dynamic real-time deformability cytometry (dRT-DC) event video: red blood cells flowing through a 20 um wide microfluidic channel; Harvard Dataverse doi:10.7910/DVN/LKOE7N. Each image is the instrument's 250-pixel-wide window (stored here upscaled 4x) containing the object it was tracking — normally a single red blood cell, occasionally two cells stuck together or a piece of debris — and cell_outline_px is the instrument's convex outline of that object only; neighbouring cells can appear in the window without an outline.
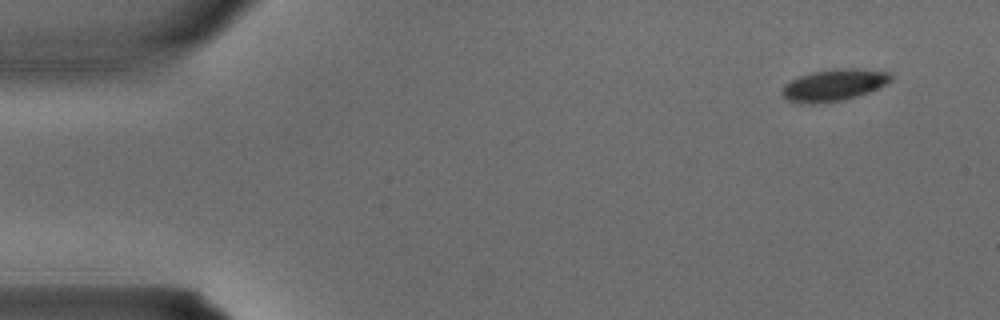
{"species": "common noctule bat (a hibernating species)", "species_latin": "Nyctalus noctula", "temperature_condition": "warm", "stored_images_in_passage": 3, "camera_frame_rate_fps": 3000, "um_per_image_px": 0.085, "animal": {"sex": "male", "body_mass_g": 15.6}, "frame": {"image": 1, "passage_image": 1, "time_ms": 0.0, "image_size_px": [1000, 320], "cell_outline_px": [[892, 80], [868, 92], [844, 100], [812, 104], [800, 104], [788, 100], [780, 92], [784, 84], [800, 76], [812, 72], [836, 68], [852, 68], [892, 72]], "centroid_in_image_um": [70.86, 7.23], "position_along_channel_um": 14.1, "area_um2": 20.11}}
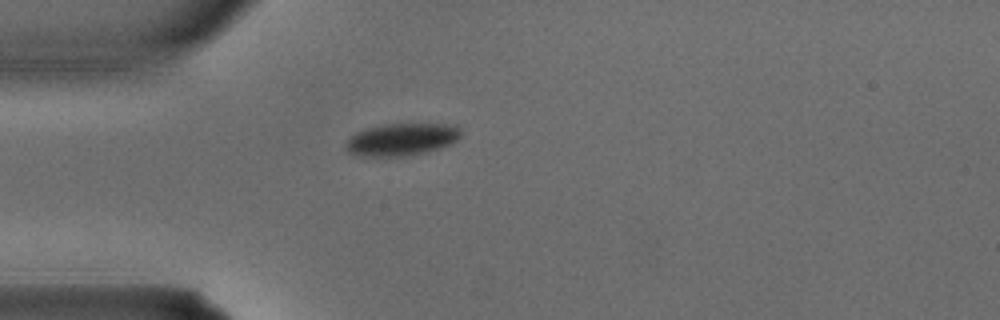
{"frame": {"image": 2, "passage_image": 3, "time_ms": 0.667, "image_size_px": [1000, 320], "cell_outline_px": [[460, 136], [452, 144], [416, 156], [364, 160], [348, 152], [344, 148], [344, 144], [356, 132], [368, 128], [384, 124], [448, 124], [460, 128]], "centroid_in_image_um": [34.05, 11.93], "position_along_channel_um": 50.9, "area_um2": 22.77}}